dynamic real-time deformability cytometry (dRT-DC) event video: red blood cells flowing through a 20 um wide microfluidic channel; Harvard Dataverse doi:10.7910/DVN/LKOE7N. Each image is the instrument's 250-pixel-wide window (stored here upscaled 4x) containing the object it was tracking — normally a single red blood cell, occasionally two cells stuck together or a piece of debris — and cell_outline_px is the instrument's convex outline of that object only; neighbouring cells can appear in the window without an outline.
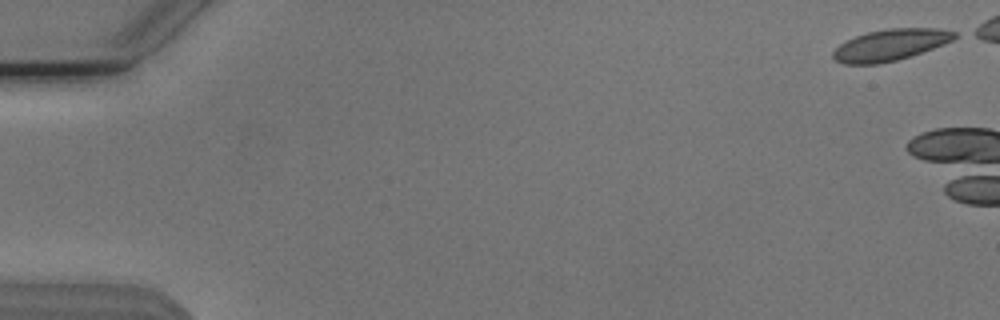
{"species": "Egyptian fruit bat (a non-hibernating species)", "species_latin": "Rousettus aegyptiacus", "temperature_condition": "cold", "stored_images_in_passage": 5, "camera_frame_rate_fps": 3000, "um_per_image_px": 0.085, "animal": {"sex": "male"}, "frame": {"image": 1, "passage_image": 1, "time_ms": 0.0, "image_size_px": [1000, 320], "cell_outline_px": [[960, 36], [952, 40], [932, 48], [896, 60], [880, 64], [844, 64], [836, 60], [832, 56], [832, 52], [840, 44], [856, 36], [868, 32], [888, 28], [936, 28], [956, 32]], "centroid_in_image_um": [75.67, 3.81], "position_along_channel_um": 9.3, "area_um2": 21.96}}